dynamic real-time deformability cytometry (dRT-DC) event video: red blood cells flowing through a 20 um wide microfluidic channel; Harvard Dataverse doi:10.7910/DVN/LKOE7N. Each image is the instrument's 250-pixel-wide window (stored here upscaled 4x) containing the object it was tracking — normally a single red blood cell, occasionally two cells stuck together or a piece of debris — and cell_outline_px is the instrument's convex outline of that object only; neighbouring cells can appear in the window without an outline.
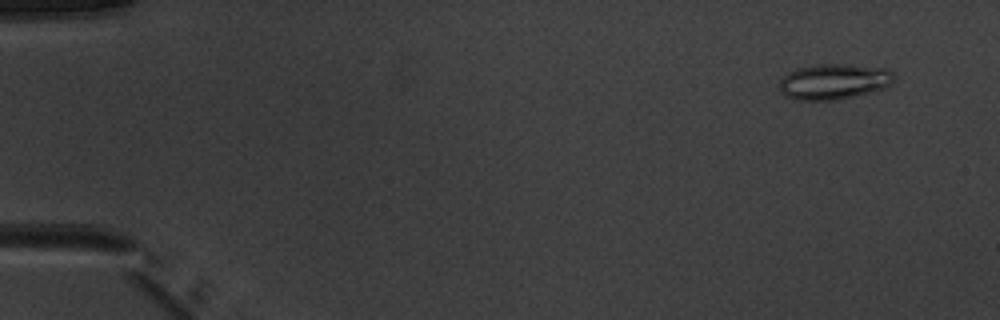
{"species": "common noctule bat (a hibernating species)", "species_latin": "Nyctalus noctula", "temperature_condition": "warm", "stored_images_in_passage": 51, "camera_frame_rate_fps": 3000, "um_per_image_px": 0.085, "animal": {"sex": "male", "body_mass_g": 20.1, "forearm_length_mm": 53.5}, "frame": {"image": 1, "passage_image": 4, "time_ms": 1.0, "image_size_px": [1000, 320], "cell_outline_px": [[896, 80], [892, 84], [876, 92], [836, 100], [796, 100], [784, 96], [780, 92], [780, 80], [788, 72], [796, 68], [812, 64], [848, 64], [888, 68], [896, 76]], "centroid_in_image_um": [70.92, 6.93], "position_along_channel_um": 14.1, "area_um2": 24.45}}
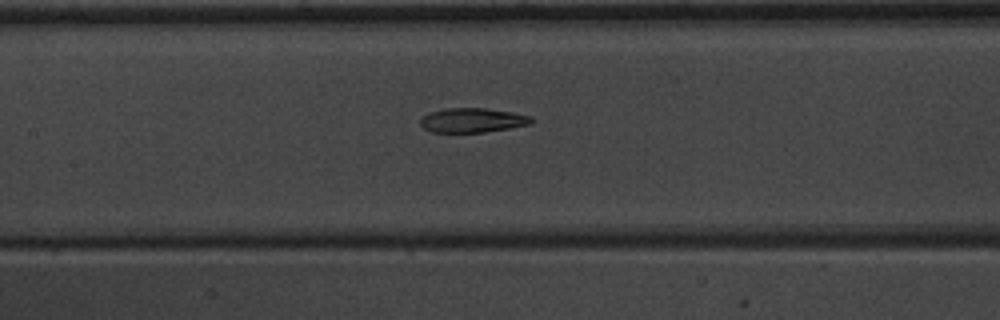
{"frame": {"image": 2, "passage_image": 25, "time_ms": 8.0, "image_size_px": [1000, 320], "cell_outline_px": [[532, 124], [484, 132], [432, 132], [424, 128], [420, 124], [420, 120], [424, 116], [432, 112], [444, 108], [488, 108], [512, 112], [532, 116]], "centroid_in_image_um": [40.18, 10.21], "position_along_channel_um": 167.2, "area_um2": 15.72}}
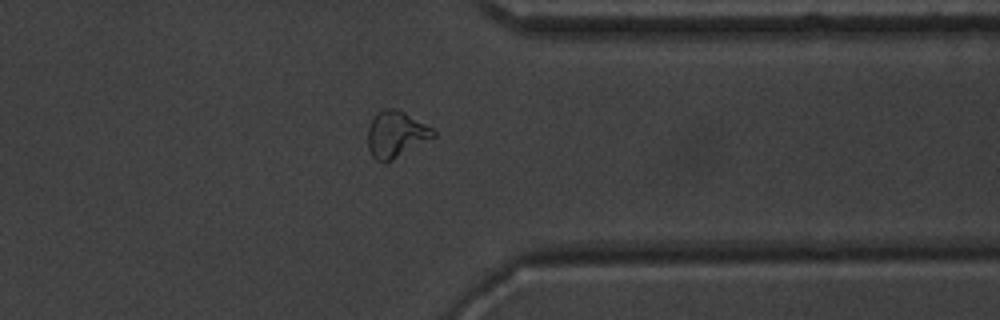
{"frame": {"image": 3, "passage_image": 41, "time_ms": 13.333, "image_size_px": [1000, 320], "cell_outline_px": [[436, 136], [392, 160], [384, 164], [376, 160], [372, 156], [368, 148], [368, 128], [376, 112], [384, 108], [396, 108], [404, 112], [432, 128], [436, 132]], "centroid_in_image_um": [33.63, 11.42], "position_along_channel_um": 377.8, "area_um2": 17.69}, "authors_computed_cell_mechanics": {"area_um2": 17.7446, "velocity_mm_per_s": 4.0104, "shape_relaxation_time_tau1_ms": 11.0639, "shape_relaxation_time_tau2_ms": 2.5372, "deformation_change_tau1": 0.2579, "deformation_change_tau2": 0.1021}}